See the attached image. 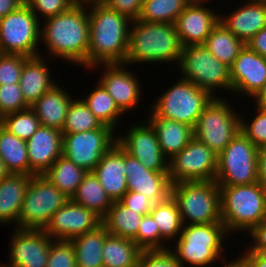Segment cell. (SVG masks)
Instances as JSON below:
<instances>
[{"label": "cell", "instance_id": "8992f818", "mask_svg": "<svg viewBox=\"0 0 266 267\" xmlns=\"http://www.w3.org/2000/svg\"><path fill=\"white\" fill-rule=\"evenodd\" d=\"M172 86L147 104V117H162L195 127L202 111L214 98L209 92L178 76Z\"/></svg>", "mask_w": 266, "mask_h": 267}, {"label": "cell", "instance_id": "60d3db41", "mask_svg": "<svg viewBox=\"0 0 266 267\" xmlns=\"http://www.w3.org/2000/svg\"><path fill=\"white\" fill-rule=\"evenodd\" d=\"M253 110L251 119L241 113L240 131L259 149L266 146V109L255 106Z\"/></svg>", "mask_w": 266, "mask_h": 267}, {"label": "cell", "instance_id": "7dc6e473", "mask_svg": "<svg viewBox=\"0 0 266 267\" xmlns=\"http://www.w3.org/2000/svg\"><path fill=\"white\" fill-rule=\"evenodd\" d=\"M137 267H181V265L174 253L168 248L141 251Z\"/></svg>", "mask_w": 266, "mask_h": 267}, {"label": "cell", "instance_id": "f907efd6", "mask_svg": "<svg viewBox=\"0 0 266 267\" xmlns=\"http://www.w3.org/2000/svg\"><path fill=\"white\" fill-rule=\"evenodd\" d=\"M250 239L244 245L252 252L266 255V219L255 226L247 235Z\"/></svg>", "mask_w": 266, "mask_h": 267}, {"label": "cell", "instance_id": "d6a6232c", "mask_svg": "<svg viewBox=\"0 0 266 267\" xmlns=\"http://www.w3.org/2000/svg\"><path fill=\"white\" fill-rule=\"evenodd\" d=\"M71 200L93 211L103 219L113 205L112 199L101 186L97 176L88 172Z\"/></svg>", "mask_w": 266, "mask_h": 267}, {"label": "cell", "instance_id": "9c48e42d", "mask_svg": "<svg viewBox=\"0 0 266 267\" xmlns=\"http://www.w3.org/2000/svg\"><path fill=\"white\" fill-rule=\"evenodd\" d=\"M227 98L230 97H214L202 111L193 128L194 137L217 155L240 131L241 109L235 110L232 100Z\"/></svg>", "mask_w": 266, "mask_h": 267}, {"label": "cell", "instance_id": "7c38bea8", "mask_svg": "<svg viewBox=\"0 0 266 267\" xmlns=\"http://www.w3.org/2000/svg\"><path fill=\"white\" fill-rule=\"evenodd\" d=\"M40 43V21L25 2L7 16L0 18L2 53L36 57L41 52Z\"/></svg>", "mask_w": 266, "mask_h": 267}, {"label": "cell", "instance_id": "f546056e", "mask_svg": "<svg viewBox=\"0 0 266 267\" xmlns=\"http://www.w3.org/2000/svg\"><path fill=\"white\" fill-rule=\"evenodd\" d=\"M109 233L101 224L95 230L70 240L75 250L77 267H103L102 248Z\"/></svg>", "mask_w": 266, "mask_h": 267}, {"label": "cell", "instance_id": "681fc988", "mask_svg": "<svg viewBox=\"0 0 266 267\" xmlns=\"http://www.w3.org/2000/svg\"><path fill=\"white\" fill-rule=\"evenodd\" d=\"M109 8L114 9L115 11L123 14L128 17L130 20H137L143 0H101Z\"/></svg>", "mask_w": 266, "mask_h": 267}, {"label": "cell", "instance_id": "f35d334b", "mask_svg": "<svg viewBox=\"0 0 266 267\" xmlns=\"http://www.w3.org/2000/svg\"><path fill=\"white\" fill-rule=\"evenodd\" d=\"M79 97H75L69 105L62 134L91 131L103 125Z\"/></svg>", "mask_w": 266, "mask_h": 267}, {"label": "cell", "instance_id": "83f0119b", "mask_svg": "<svg viewBox=\"0 0 266 267\" xmlns=\"http://www.w3.org/2000/svg\"><path fill=\"white\" fill-rule=\"evenodd\" d=\"M156 130L158 142L164 155L170 159L179 153L194 137L193 127L162 117L146 119Z\"/></svg>", "mask_w": 266, "mask_h": 267}, {"label": "cell", "instance_id": "6da1fadb", "mask_svg": "<svg viewBox=\"0 0 266 267\" xmlns=\"http://www.w3.org/2000/svg\"><path fill=\"white\" fill-rule=\"evenodd\" d=\"M43 21L40 22V46L43 49H40L44 51L40 55L45 57L47 54L46 58L52 61L63 59L65 63L84 67L87 71L89 17L86 2H76L67 11Z\"/></svg>", "mask_w": 266, "mask_h": 267}, {"label": "cell", "instance_id": "4316f807", "mask_svg": "<svg viewBox=\"0 0 266 267\" xmlns=\"http://www.w3.org/2000/svg\"><path fill=\"white\" fill-rule=\"evenodd\" d=\"M31 177L9 174L0 180V226L19 228V212Z\"/></svg>", "mask_w": 266, "mask_h": 267}, {"label": "cell", "instance_id": "484cf974", "mask_svg": "<svg viewBox=\"0 0 266 267\" xmlns=\"http://www.w3.org/2000/svg\"><path fill=\"white\" fill-rule=\"evenodd\" d=\"M62 85L58 82L30 106L39 119L41 126L62 131L69 105L75 98Z\"/></svg>", "mask_w": 266, "mask_h": 267}, {"label": "cell", "instance_id": "8d00e7d4", "mask_svg": "<svg viewBox=\"0 0 266 267\" xmlns=\"http://www.w3.org/2000/svg\"><path fill=\"white\" fill-rule=\"evenodd\" d=\"M246 44L230 32L220 21L211 30L204 46L222 63L230 67Z\"/></svg>", "mask_w": 266, "mask_h": 267}, {"label": "cell", "instance_id": "d4e9b609", "mask_svg": "<svg viewBox=\"0 0 266 267\" xmlns=\"http://www.w3.org/2000/svg\"><path fill=\"white\" fill-rule=\"evenodd\" d=\"M48 60L39 55L30 57L24 63L19 84L22 96L29 106L58 84L53 79V70L49 68L51 65Z\"/></svg>", "mask_w": 266, "mask_h": 267}, {"label": "cell", "instance_id": "603a6c76", "mask_svg": "<svg viewBox=\"0 0 266 267\" xmlns=\"http://www.w3.org/2000/svg\"><path fill=\"white\" fill-rule=\"evenodd\" d=\"M30 176L43 175L62 155V132L56 128L39 126L26 141Z\"/></svg>", "mask_w": 266, "mask_h": 267}, {"label": "cell", "instance_id": "f5cc1de1", "mask_svg": "<svg viewBox=\"0 0 266 267\" xmlns=\"http://www.w3.org/2000/svg\"><path fill=\"white\" fill-rule=\"evenodd\" d=\"M246 46L266 58V27L247 41Z\"/></svg>", "mask_w": 266, "mask_h": 267}, {"label": "cell", "instance_id": "cb8c5ba5", "mask_svg": "<svg viewBox=\"0 0 266 267\" xmlns=\"http://www.w3.org/2000/svg\"><path fill=\"white\" fill-rule=\"evenodd\" d=\"M125 167L126 152L116 142L93 171L113 202L120 201L128 191Z\"/></svg>", "mask_w": 266, "mask_h": 267}, {"label": "cell", "instance_id": "d590c367", "mask_svg": "<svg viewBox=\"0 0 266 267\" xmlns=\"http://www.w3.org/2000/svg\"><path fill=\"white\" fill-rule=\"evenodd\" d=\"M0 157L10 174L30 175L26 141L0 125Z\"/></svg>", "mask_w": 266, "mask_h": 267}, {"label": "cell", "instance_id": "db71d44e", "mask_svg": "<svg viewBox=\"0 0 266 267\" xmlns=\"http://www.w3.org/2000/svg\"><path fill=\"white\" fill-rule=\"evenodd\" d=\"M258 182L266 189V146L258 149Z\"/></svg>", "mask_w": 266, "mask_h": 267}, {"label": "cell", "instance_id": "e575fe53", "mask_svg": "<svg viewBox=\"0 0 266 267\" xmlns=\"http://www.w3.org/2000/svg\"><path fill=\"white\" fill-rule=\"evenodd\" d=\"M87 173L86 170L61 155L43 176L71 199Z\"/></svg>", "mask_w": 266, "mask_h": 267}, {"label": "cell", "instance_id": "ab89813d", "mask_svg": "<svg viewBox=\"0 0 266 267\" xmlns=\"http://www.w3.org/2000/svg\"><path fill=\"white\" fill-rule=\"evenodd\" d=\"M0 125L22 140H29L40 126L35 112L29 107L0 118Z\"/></svg>", "mask_w": 266, "mask_h": 267}, {"label": "cell", "instance_id": "5b68a950", "mask_svg": "<svg viewBox=\"0 0 266 267\" xmlns=\"http://www.w3.org/2000/svg\"><path fill=\"white\" fill-rule=\"evenodd\" d=\"M221 219L228 234L242 233L244 239L261 221L266 219V189L259 183L219 186Z\"/></svg>", "mask_w": 266, "mask_h": 267}, {"label": "cell", "instance_id": "11a10c76", "mask_svg": "<svg viewBox=\"0 0 266 267\" xmlns=\"http://www.w3.org/2000/svg\"><path fill=\"white\" fill-rule=\"evenodd\" d=\"M23 3L22 0H0V18L7 16Z\"/></svg>", "mask_w": 266, "mask_h": 267}, {"label": "cell", "instance_id": "7402d4cb", "mask_svg": "<svg viewBox=\"0 0 266 267\" xmlns=\"http://www.w3.org/2000/svg\"><path fill=\"white\" fill-rule=\"evenodd\" d=\"M238 5L229 13L221 11L219 21L246 44L266 27V0H245Z\"/></svg>", "mask_w": 266, "mask_h": 267}, {"label": "cell", "instance_id": "44dd1931", "mask_svg": "<svg viewBox=\"0 0 266 267\" xmlns=\"http://www.w3.org/2000/svg\"><path fill=\"white\" fill-rule=\"evenodd\" d=\"M127 190L139 192L155 203L166 200L171 195L172 183L168 172L147 169L138 159L126 153Z\"/></svg>", "mask_w": 266, "mask_h": 267}, {"label": "cell", "instance_id": "ba28073f", "mask_svg": "<svg viewBox=\"0 0 266 267\" xmlns=\"http://www.w3.org/2000/svg\"><path fill=\"white\" fill-rule=\"evenodd\" d=\"M171 196L183 225L222 222L220 188L215 180L173 183Z\"/></svg>", "mask_w": 266, "mask_h": 267}, {"label": "cell", "instance_id": "7a4b0ae2", "mask_svg": "<svg viewBox=\"0 0 266 267\" xmlns=\"http://www.w3.org/2000/svg\"><path fill=\"white\" fill-rule=\"evenodd\" d=\"M86 4L89 17L88 70L98 64L125 63L132 20L101 0Z\"/></svg>", "mask_w": 266, "mask_h": 267}, {"label": "cell", "instance_id": "7bdbcfd3", "mask_svg": "<svg viewBox=\"0 0 266 267\" xmlns=\"http://www.w3.org/2000/svg\"><path fill=\"white\" fill-rule=\"evenodd\" d=\"M136 244L142 250H161V235L150 214L144 215L136 235Z\"/></svg>", "mask_w": 266, "mask_h": 267}, {"label": "cell", "instance_id": "2e32d148", "mask_svg": "<svg viewBox=\"0 0 266 267\" xmlns=\"http://www.w3.org/2000/svg\"><path fill=\"white\" fill-rule=\"evenodd\" d=\"M131 125L126 132L119 133L117 130L118 145L147 169L168 172L169 159L160 148L156 130L144 117L139 123Z\"/></svg>", "mask_w": 266, "mask_h": 267}, {"label": "cell", "instance_id": "e0dca14e", "mask_svg": "<svg viewBox=\"0 0 266 267\" xmlns=\"http://www.w3.org/2000/svg\"><path fill=\"white\" fill-rule=\"evenodd\" d=\"M8 262L10 267H47L52 239L44 230L11 229Z\"/></svg>", "mask_w": 266, "mask_h": 267}, {"label": "cell", "instance_id": "9f6ffc18", "mask_svg": "<svg viewBox=\"0 0 266 267\" xmlns=\"http://www.w3.org/2000/svg\"><path fill=\"white\" fill-rule=\"evenodd\" d=\"M251 104L266 109V81L262 89L257 93V95L251 100Z\"/></svg>", "mask_w": 266, "mask_h": 267}, {"label": "cell", "instance_id": "94428289", "mask_svg": "<svg viewBox=\"0 0 266 267\" xmlns=\"http://www.w3.org/2000/svg\"><path fill=\"white\" fill-rule=\"evenodd\" d=\"M76 2H89V1H95V0H75Z\"/></svg>", "mask_w": 266, "mask_h": 267}, {"label": "cell", "instance_id": "9a60e30c", "mask_svg": "<svg viewBox=\"0 0 266 267\" xmlns=\"http://www.w3.org/2000/svg\"><path fill=\"white\" fill-rule=\"evenodd\" d=\"M95 69H101L98 82L106 89L124 114L128 112L131 115L130 112L141 106L140 102L144 96L142 94L144 92L143 82L138 78V73L130 69L128 64H98L90 68L88 73L90 70L95 71Z\"/></svg>", "mask_w": 266, "mask_h": 267}, {"label": "cell", "instance_id": "3957f363", "mask_svg": "<svg viewBox=\"0 0 266 267\" xmlns=\"http://www.w3.org/2000/svg\"><path fill=\"white\" fill-rule=\"evenodd\" d=\"M182 50L183 45L174 24L132 20L125 64L132 67L146 63L149 67L150 64L159 66L173 63L175 69Z\"/></svg>", "mask_w": 266, "mask_h": 267}, {"label": "cell", "instance_id": "277c9868", "mask_svg": "<svg viewBox=\"0 0 266 267\" xmlns=\"http://www.w3.org/2000/svg\"><path fill=\"white\" fill-rule=\"evenodd\" d=\"M230 236L222 222L183 225L180 236L169 249L181 267H212L229 260L226 241Z\"/></svg>", "mask_w": 266, "mask_h": 267}, {"label": "cell", "instance_id": "4fadbf2b", "mask_svg": "<svg viewBox=\"0 0 266 267\" xmlns=\"http://www.w3.org/2000/svg\"><path fill=\"white\" fill-rule=\"evenodd\" d=\"M116 142L117 133L105 125L91 131L62 134V155L87 172H93Z\"/></svg>", "mask_w": 266, "mask_h": 267}, {"label": "cell", "instance_id": "ffe728a7", "mask_svg": "<svg viewBox=\"0 0 266 267\" xmlns=\"http://www.w3.org/2000/svg\"><path fill=\"white\" fill-rule=\"evenodd\" d=\"M207 4L189 3L174 22L183 47L204 44L211 30L219 23L220 10Z\"/></svg>", "mask_w": 266, "mask_h": 267}, {"label": "cell", "instance_id": "52a82bcc", "mask_svg": "<svg viewBox=\"0 0 266 267\" xmlns=\"http://www.w3.org/2000/svg\"><path fill=\"white\" fill-rule=\"evenodd\" d=\"M176 68L180 78L194 83L213 97H223L224 92L232 95L229 67L209 52L204 44L183 47Z\"/></svg>", "mask_w": 266, "mask_h": 267}, {"label": "cell", "instance_id": "b9f144b4", "mask_svg": "<svg viewBox=\"0 0 266 267\" xmlns=\"http://www.w3.org/2000/svg\"><path fill=\"white\" fill-rule=\"evenodd\" d=\"M29 107L22 96L19 83L0 85V118Z\"/></svg>", "mask_w": 266, "mask_h": 267}, {"label": "cell", "instance_id": "4dcf8cb0", "mask_svg": "<svg viewBox=\"0 0 266 267\" xmlns=\"http://www.w3.org/2000/svg\"><path fill=\"white\" fill-rule=\"evenodd\" d=\"M88 92L85 94V98L82 96L81 99L103 125L109 126L116 132L117 129L122 127L120 124L124 121L122 118L125 114L118 108L114 99L98 81L93 86V89Z\"/></svg>", "mask_w": 266, "mask_h": 267}, {"label": "cell", "instance_id": "91938a15", "mask_svg": "<svg viewBox=\"0 0 266 267\" xmlns=\"http://www.w3.org/2000/svg\"><path fill=\"white\" fill-rule=\"evenodd\" d=\"M213 1V2H215L214 0H189V2L190 3H196V4H207L208 6L210 5V4H208V3H211V2Z\"/></svg>", "mask_w": 266, "mask_h": 267}, {"label": "cell", "instance_id": "836d02e7", "mask_svg": "<svg viewBox=\"0 0 266 267\" xmlns=\"http://www.w3.org/2000/svg\"><path fill=\"white\" fill-rule=\"evenodd\" d=\"M141 251L133 240L108 234L102 248L103 267H137Z\"/></svg>", "mask_w": 266, "mask_h": 267}, {"label": "cell", "instance_id": "d6986e66", "mask_svg": "<svg viewBox=\"0 0 266 267\" xmlns=\"http://www.w3.org/2000/svg\"><path fill=\"white\" fill-rule=\"evenodd\" d=\"M232 96L253 99L266 81V58L246 45L229 67ZM234 93V94H233ZM251 98V99H250Z\"/></svg>", "mask_w": 266, "mask_h": 267}, {"label": "cell", "instance_id": "8fae6325", "mask_svg": "<svg viewBox=\"0 0 266 267\" xmlns=\"http://www.w3.org/2000/svg\"><path fill=\"white\" fill-rule=\"evenodd\" d=\"M69 200L43 175L29 181L19 212V228L44 230L52 215Z\"/></svg>", "mask_w": 266, "mask_h": 267}, {"label": "cell", "instance_id": "816d5d0a", "mask_svg": "<svg viewBox=\"0 0 266 267\" xmlns=\"http://www.w3.org/2000/svg\"><path fill=\"white\" fill-rule=\"evenodd\" d=\"M244 250L238 252L237 258L246 266V267H266V255L257 254L250 251L246 246L242 247Z\"/></svg>", "mask_w": 266, "mask_h": 267}, {"label": "cell", "instance_id": "f1b7e54d", "mask_svg": "<svg viewBox=\"0 0 266 267\" xmlns=\"http://www.w3.org/2000/svg\"><path fill=\"white\" fill-rule=\"evenodd\" d=\"M149 214L159 228L161 250L168 249L180 236L183 227L176 201L170 195L166 200L155 203Z\"/></svg>", "mask_w": 266, "mask_h": 267}, {"label": "cell", "instance_id": "30bf717a", "mask_svg": "<svg viewBox=\"0 0 266 267\" xmlns=\"http://www.w3.org/2000/svg\"><path fill=\"white\" fill-rule=\"evenodd\" d=\"M215 181L219 186L258 182V148L241 131L217 155Z\"/></svg>", "mask_w": 266, "mask_h": 267}, {"label": "cell", "instance_id": "1f68e13d", "mask_svg": "<svg viewBox=\"0 0 266 267\" xmlns=\"http://www.w3.org/2000/svg\"><path fill=\"white\" fill-rule=\"evenodd\" d=\"M143 216L126 207L121 201H115L102 219V224L109 234L130 239L136 243V235Z\"/></svg>", "mask_w": 266, "mask_h": 267}, {"label": "cell", "instance_id": "f6af8a7d", "mask_svg": "<svg viewBox=\"0 0 266 267\" xmlns=\"http://www.w3.org/2000/svg\"><path fill=\"white\" fill-rule=\"evenodd\" d=\"M47 267H77L75 250L71 241H52Z\"/></svg>", "mask_w": 266, "mask_h": 267}, {"label": "cell", "instance_id": "ee69618b", "mask_svg": "<svg viewBox=\"0 0 266 267\" xmlns=\"http://www.w3.org/2000/svg\"><path fill=\"white\" fill-rule=\"evenodd\" d=\"M29 58L21 54L2 53L0 55V85L19 83L24 63Z\"/></svg>", "mask_w": 266, "mask_h": 267}, {"label": "cell", "instance_id": "6125c7cd", "mask_svg": "<svg viewBox=\"0 0 266 267\" xmlns=\"http://www.w3.org/2000/svg\"><path fill=\"white\" fill-rule=\"evenodd\" d=\"M0 267H10V266H7V265L4 264V263H0Z\"/></svg>", "mask_w": 266, "mask_h": 267}, {"label": "cell", "instance_id": "bcb514c9", "mask_svg": "<svg viewBox=\"0 0 266 267\" xmlns=\"http://www.w3.org/2000/svg\"><path fill=\"white\" fill-rule=\"evenodd\" d=\"M39 21L56 16L73 6L75 0H26L25 2Z\"/></svg>", "mask_w": 266, "mask_h": 267}, {"label": "cell", "instance_id": "680465c9", "mask_svg": "<svg viewBox=\"0 0 266 267\" xmlns=\"http://www.w3.org/2000/svg\"><path fill=\"white\" fill-rule=\"evenodd\" d=\"M10 173L6 169L1 157H0V180L7 177Z\"/></svg>", "mask_w": 266, "mask_h": 267}, {"label": "cell", "instance_id": "6f0895ef", "mask_svg": "<svg viewBox=\"0 0 266 267\" xmlns=\"http://www.w3.org/2000/svg\"><path fill=\"white\" fill-rule=\"evenodd\" d=\"M220 267H246L238 258L227 260Z\"/></svg>", "mask_w": 266, "mask_h": 267}, {"label": "cell", "instance_id": "5bb4252c", "mask_svg": "<svg viewBox=\"0 0 266 267\" xmlns=\"http://www.w3.org/2000/svg\"><path fill=\"white\" fill-rule=\"evenodd\" d=\"M171 183L214 181L217 174V154L195 137L168 160Z\"/></svg>", "mask_w": 266, "mask_h": 267}, {"label": "cell", "instance_id": "ac0fdd59", "mask_svg": "<svg viewBox=\"0 0 266 267\" xmlns=\"http://www.w3.org/2000/svg\"><path fill=\"white\" fill-rule=\"evenodd\" d=\"M102 219L93 211L69 199L51 217L44 232L54 240H72L95 230Z\"/></svg>", "mask_w": 266, "mask_h": 267}, {"label": "cell", "instance_id": "74e56055", "mask_svg": "<svg viewBox=\"0 0 266 267\" xmlns=\"http://www.w3.org/2000/svg\"><path fill=\"white\" fill-rule=\"evenodd\" d=\"M189 3V0H143L138 19L174 24Z\"/></svg>", "mask_w": 266, "mask_h": 267}, {"label": "cell", "instance_id": "c3c4849f", "mask_svg": "<svg viewBox=\"0 0 266 267\" xmlns=\"http://www.w3.org/2000/svg\"><path fill=\"white\" fill-rule=\"evenodd\" d=\"M120 201L126 207H129L142 215L149 214L155 204L153 200L144 194L133 191H127Z\"/></svg>", "mask_w": 266, "mask_h": 267}]
</instances>
